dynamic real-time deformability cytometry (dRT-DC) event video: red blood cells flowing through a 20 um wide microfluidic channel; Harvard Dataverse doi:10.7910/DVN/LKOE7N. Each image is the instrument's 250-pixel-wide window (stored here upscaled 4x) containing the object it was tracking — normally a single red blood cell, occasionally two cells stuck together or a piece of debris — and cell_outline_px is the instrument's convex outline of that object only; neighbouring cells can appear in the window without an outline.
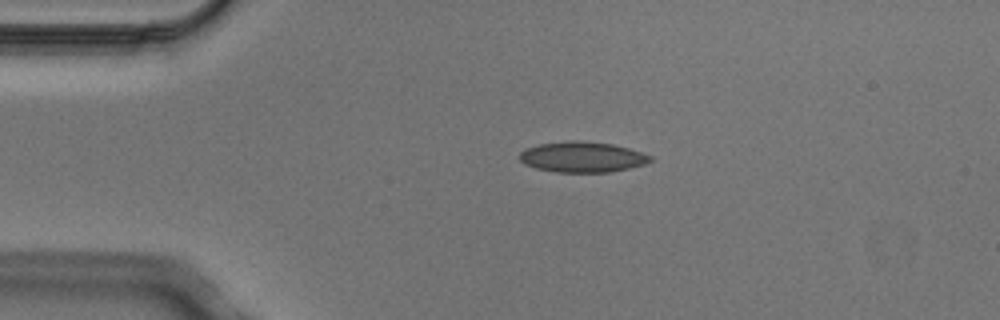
{"species": "Egyptian fruit bat (a non-hibernating species)", "species_latin": "Rousettus aegyptiacus", "temperature_condition": "cold", "stored_images_in_passage": 2, "camera_frame_rate_fps": 3000, "um_per_image_px": 0.085, "animal": {"sex": "male"}, "frame": {"image": 1, "passage_image": 1, "time_ms": 0.0, "image_size_px": [1000, 320], "cell_outline_px": [[652, 160], [644, 164], [628, 168], [608, 172], [556, 172], [536, 168], [524, 164], [520, 160], [520, 152], [528, 148], [540, 144], [572, 140], [580, 140], [612, 144], [628, 148], [652, 156]], "centroid_in_image_um": [49.49, 13.34], "position_along_channel_um": 35.5, "area_um2": 23.06}}